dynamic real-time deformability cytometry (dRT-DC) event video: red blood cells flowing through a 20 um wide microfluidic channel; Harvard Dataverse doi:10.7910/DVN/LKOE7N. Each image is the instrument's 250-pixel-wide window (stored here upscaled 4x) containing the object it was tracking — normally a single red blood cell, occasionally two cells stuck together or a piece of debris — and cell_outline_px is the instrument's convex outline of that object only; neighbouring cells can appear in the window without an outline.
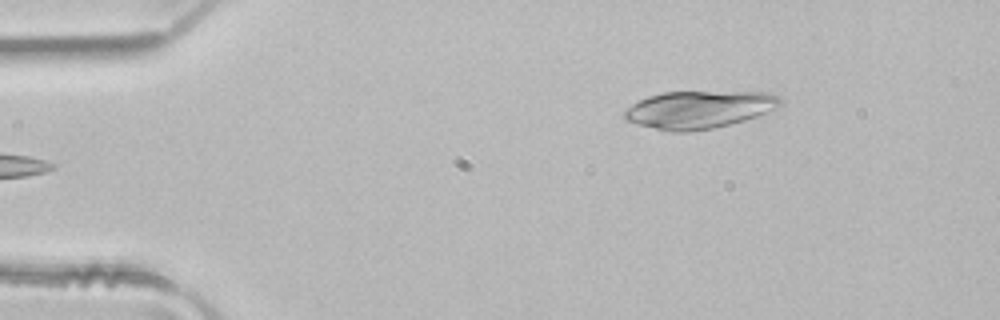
{"species": "common noctule bat (a hibernating species)", "species_latin": "Nyctalus noctula", "temperature_condition": "room temperature", "stored_images_in_passage": 5, "camera_frame_rate_fps": 3000, "um_per_image_px": 0.085, "animal": {"sex": "male", "body_mass_g": 21.5, "forearm_length_mm": 52.0}, "frame": {"image": 1, "passage_image": 5, "time_ms": 1.333, "image_size_px": [1000, 320], "cell_outline_px": [[784, 104], [776, 108], [756, 116], [744, 120], [712, 128], [688, 132], [672, 132], [624, 120], [624, 112], [632, 104], [648, 96], [664, 92], [768, 92], [780, 96], [784, 100]], "centroid_in_image_um": [59.46, 9.3], "position_along_channel_um": 25.5, "area_um2": 33.93}}